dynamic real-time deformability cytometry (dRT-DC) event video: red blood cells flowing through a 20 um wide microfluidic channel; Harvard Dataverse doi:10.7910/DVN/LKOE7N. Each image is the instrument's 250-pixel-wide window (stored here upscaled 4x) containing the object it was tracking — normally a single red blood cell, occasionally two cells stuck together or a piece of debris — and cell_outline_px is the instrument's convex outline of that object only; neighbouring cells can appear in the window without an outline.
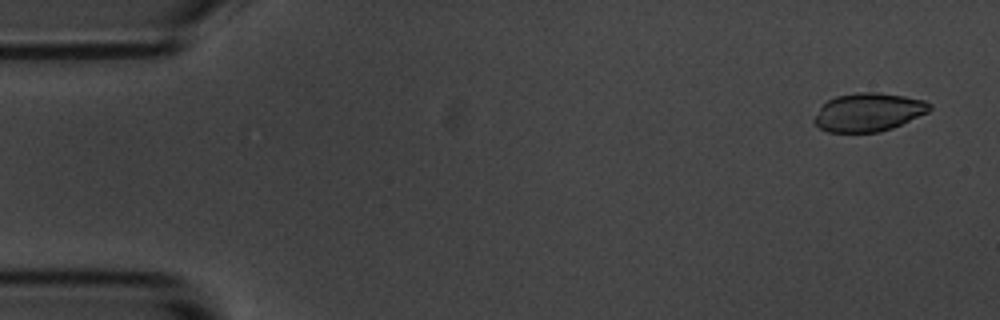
{"species": "common noctule bat (a hibernating species)", "species_latin": "Nyctalus noctula", "temperature_condition": "room temperature", "stored_images_in_passage": 7, "camera_frame_rate_fps": 3000, "um_per_image_px": 0.085, "animal": {"sex": "male", "body_mass_g": 20.1, "forearm_length_mm": 53.5}, "frame": {"image": 1, "passage_image": 1, "time_ms": 0.0, "image_size_px": [1000, 320], "cell_outline_px": [[932, 108], [928, 112], [892, 128], [880, 132], [828, 132], [820, 128], [812, 120], [820, 104], [836, 96], [856, 92], [876, 92], [904, 96], [924, 100], [932, 104]], "centroid_in_image_um": [73.79, 9.53], "position_along_channel_um": 11.2, "area_um2": 25.95}}
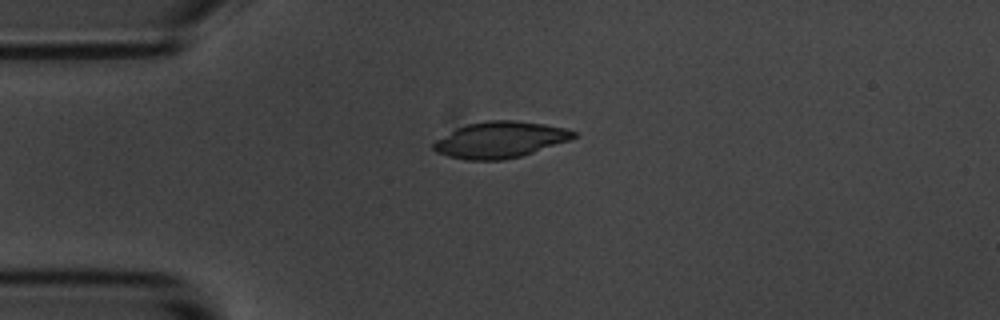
{"frame": {"image": 2, "passage_image": 4, "time_ms": 3.667, "image_size_px": [1000, 320], "cell_outline_px": [[576, 136], [568, 140], [520, 156], [504, 160], [468, 160], [448, 156], [436, 152], [432, 148], [432, 144], [436, 140], [456, 128], [468, 124], [488, 120], [516, 120], [544, 124], [564, 128], [576, 132]], "centroid_in_image_um": [42.46, 11.88], "position_along_channel_um": 42.5, "area_um2": 29.25}}
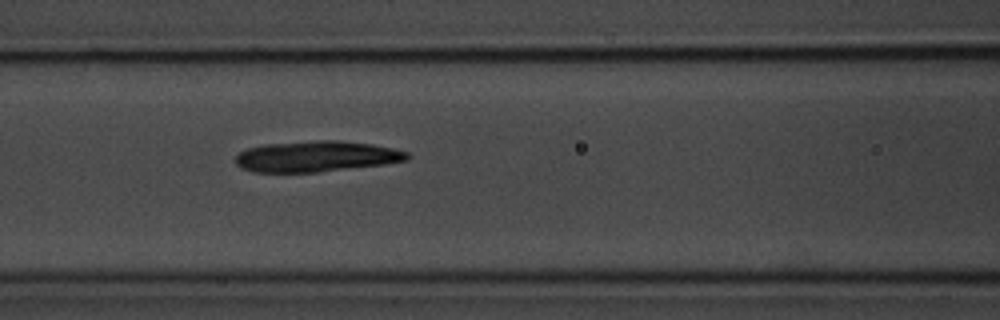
{"frame": {"image": 3, "passage_image": 7, "time_ms": 7.0, "image_size_px": [1000, 320], "cell_outline_px": [[412, 156], [408, 160], [384, 164], [316, 172], [252, 172], [240, 168], [236, 164], [236, 156], [240, 152], [248, 148], [264, 144], [316, 140], [340, 140], [372, 144], [392, 148], [408, 152]], "centroid_in_image_um": [26.89, 13.29], "position_along_channel_um": 139.7, "area_um2": 30.92}}